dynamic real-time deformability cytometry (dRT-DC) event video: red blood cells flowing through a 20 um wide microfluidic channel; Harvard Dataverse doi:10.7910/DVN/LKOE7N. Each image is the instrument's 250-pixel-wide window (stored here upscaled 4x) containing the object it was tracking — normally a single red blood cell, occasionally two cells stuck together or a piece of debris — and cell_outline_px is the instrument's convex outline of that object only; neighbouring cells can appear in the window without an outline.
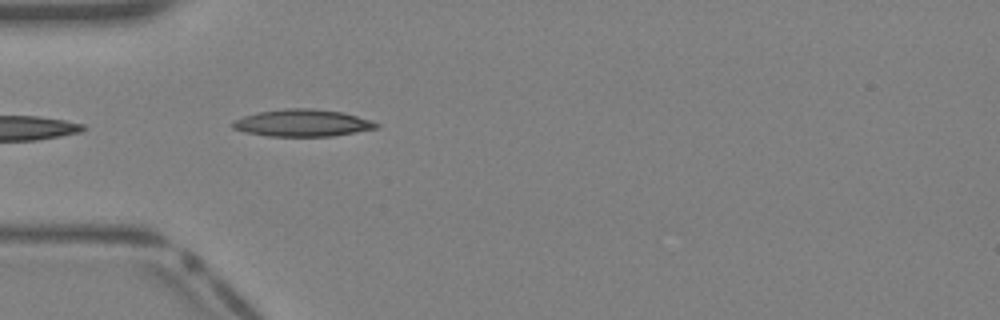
{"species": "Egyptian fruit bat (a non-hibernating species)", "species_latin": "Rousettus aegyptiacus", "temperature_condition": "warm", "stored_images_in_passage": 13, "camera_frame_rate_fps": 3000, "um_per_image_px": 0.085, "animal": {"sex": "female"}, "frame": {"image": 1, "passage_image": 1, "time_ms": 0.0, "image_size_px": [1000, 320], "cell_outline_px": [[380, 128], [332, 136], [268, 136], [244, 132], [232, 128], [232, 120], [256, 112], [284, 108], [316, 108], [344, 112], [372, 120], [380, 124]], "centroid_in_image_um": [25.73, 10.44], "position_along_channel_um": 59.3, "area_um2": 23.06}}